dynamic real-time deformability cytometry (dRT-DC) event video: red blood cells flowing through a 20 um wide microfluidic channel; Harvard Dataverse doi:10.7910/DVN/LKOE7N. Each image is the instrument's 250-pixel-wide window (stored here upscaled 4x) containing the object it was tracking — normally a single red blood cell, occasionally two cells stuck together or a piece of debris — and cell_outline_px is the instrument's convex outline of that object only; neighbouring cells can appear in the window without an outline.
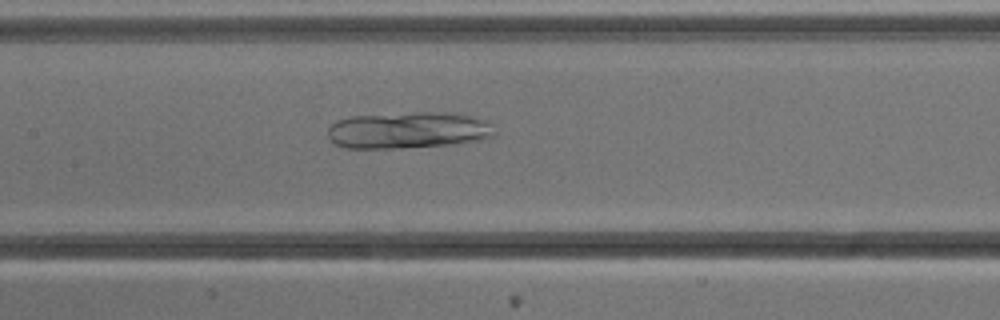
{"species": "common noctule bat (a hibernating species)", "species_latin": "Nyctalus noctula", "temperature_condition": "cold", "stored_images_in_passage": 53, "camera_frame_rate_fps": 3000, "um_per_image_px": 0.085, "animal": {"sex": "male", "body_mass_g": 13.3}, "frame": {"image": 1, "passage_image": 25, "time_ms": 8.0, "image_size_px": [1000, 320], "cell_outline_px": [[496, 136], [480, 140], [456, 144], [400, 148], [344, 148], [336, 144], [328, 136], [328, 128], [336, 120], [352, 116], [412, 112], [460, 112], [484, 120], [492, 124], [496, 132]], "centroid_in_image_um": [34.76, 11.06], "position_along_channel_um": 172.6, "area_um2": 36.13}}
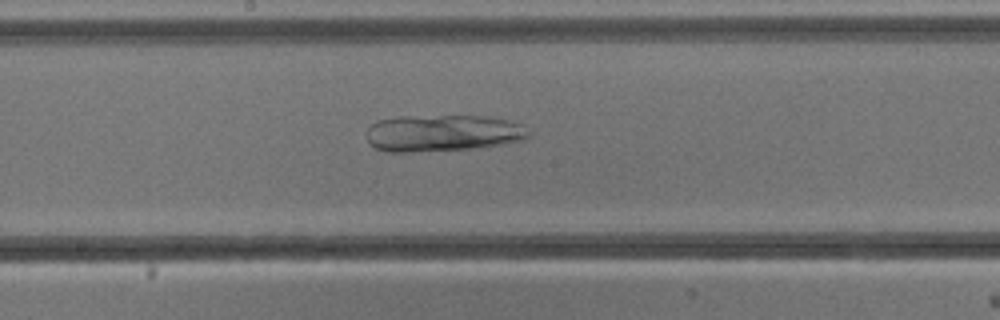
{"frame": {"image": 2, "passage_image": 28, "time_ms": 9.0, "image_size_px": [1000, 320], "cell_outline_px": [[532, 136], [524, 140], [504, 144], [468, 148], [412, 152], [384, 152], [368, 144], [368, 128], [376, 120], [400, 116], [488, 116], [508, 120], [520, 124], [532, 132]], "centroid_in_image_um": [37.64, 11.31], "position_along_channel_um": 210.6, "area_um2": 34.91}}
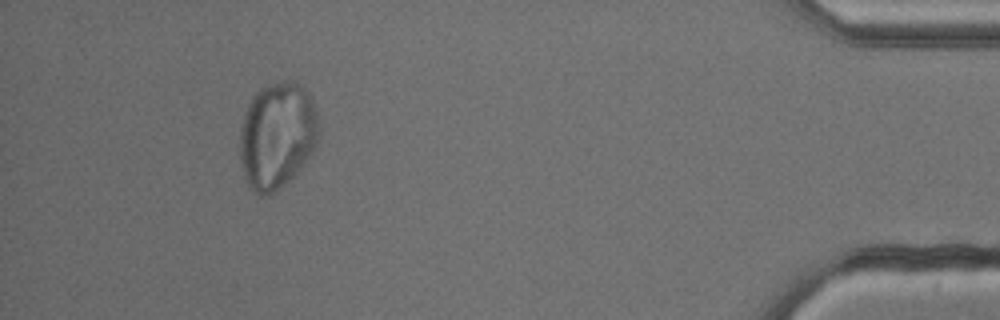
{"frame": {"image": 3, "passage_image": 49, "time_ms": 16.0, "image_size_px": [1000, 320], "cell_outline_px": [[320, 132], [316, 144], [312, 152], [300, 168], [284, 184], [268, 196], [256, 196], [252, 192], [244, 176], [240, 160], [240, 128], [244, 112], [252, 96], [260, 88], [268, 84], [284, 80], [296, 80], [312, 96], [316, 108], [320, 128]], "centroid_in_image_um": [23.56, 11.48], "position_along_channel_um": 411.6, "area_um2": 49.82}}